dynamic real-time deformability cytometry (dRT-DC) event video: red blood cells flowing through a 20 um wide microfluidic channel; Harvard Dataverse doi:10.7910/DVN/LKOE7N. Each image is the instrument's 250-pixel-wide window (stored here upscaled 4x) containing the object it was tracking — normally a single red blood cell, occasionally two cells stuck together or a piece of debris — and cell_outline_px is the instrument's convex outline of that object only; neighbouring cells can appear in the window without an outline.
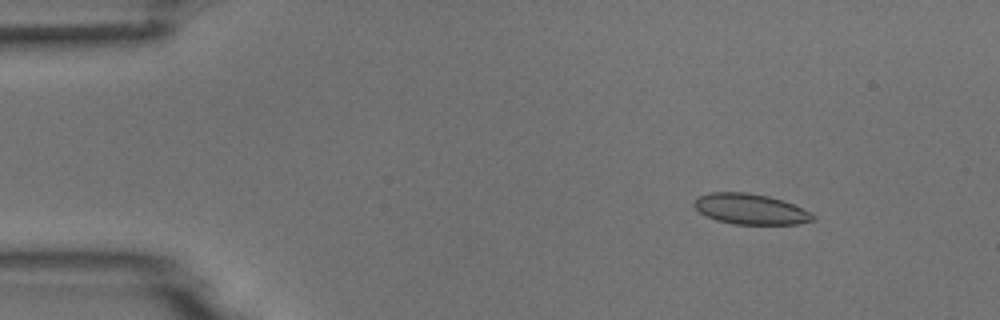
{"species": "common noctule bat (a hibernating species)", "species_latin": "Nyctalus noctula", "temperature_condition": "room temperature", "stored_images_in_passage": 5, "camera_frame_rate_fps": 3000, "um_per_image_px": 0.085, "animal": {"sex": "male", "body_mass_g": 18.8}, "frame": {"image": 1, "passage_image": 2, "time_ms": 1.333, "image_size_px": [1000, 320], "cell_outline_px": [[816, 220], [796, 224], [732, 224], [716, 220], [700, 212], [692, 204], [692, 200], [696, 196], [708, 192], [748, 192], [768, 196], [784, 200], [816, 216]], "centroid_in_image_um": [63.73, 17.76], "position_along_channel_um": 21.3, "area_um2": 21.27}}
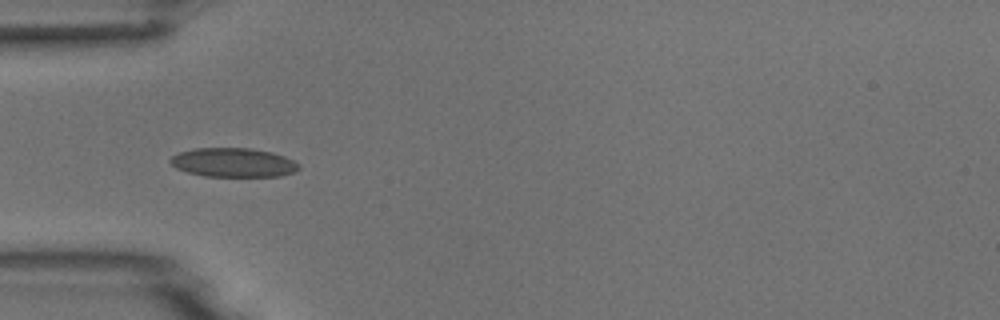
{"frame": {"image": 2, "passage_image": 5, "time_ms": 4.667, "image_size_px": [1000, 320], "cell_outline_px": [[300, 168], [292, 172], [280, 176], [204, 176], [188, 172], [176, 168], [168, 160], [176, 152], [196, 148], [252, 148], [272, 152], [284, 156], [300, 164]], "centroid_in_image_um": [19.81, 13.8], "position_along_channel_um": 65.2, "area_um2": 21.79}}